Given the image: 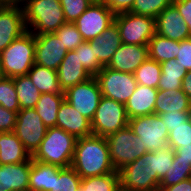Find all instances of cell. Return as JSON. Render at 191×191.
<instances>
[{"label":"cell","mask_w":191,"mask_h":191,"mask_svg":"<svg viewBox=\"0 0 191 191\" xmlns=\"http://www.w3.org/2000/svg\"><path fill=\"white\" fill-rule=\"evenodd\" d=\"M156 33L171 40L182 41L191 38L189 28L172 4L155 18Z\"/></svg>","instance_id":"e0dca14e"},{"label":"cell","mask_w":191,"mask_h":191,"mask_svg":"<svg viewBox=\"0 0 191 191\" xmlns=\"http://www.w3.org/2000/svg\"><path fill=\"white\" fill-rule=\"evenodd\" d=\"M114 22L119 28L123 44L148 46L156 33L155 18L150 16L123 12L115 15Z\"/></svg>","instance_id":"52a82bcc"},{"label":"cell","mask_w":191,"mask_h":191,"mask_svg":"<svg viewBox=\"0 0 191 191\" xmlns=\"http://www.w3.org/2000/svg\"><path fill=\"white\" fill-rule=\"evenodd\" d=\"M102 96L125 105L136 89L134 74L112 70L104 66L95 76Z\"/></svg>","instance_id":"30bf717a"},{"label":"cell","mask_w":191,"mask_h":191,"mask_svg":"<svg viewBox=\"0 0 191 191\" xmlns=\"http://www.w3.org/2000/svg\"><path fill=\"white\" fill-rule=\"evenodd\" d=\"M191 178V162L179 161L174 157L173 163L161 179L159 188H165Z\"/></svg>","instance_id":"d6a6232c"},{"label":"cell","mask_w":191,"mask_h":191,"mask_svg":"<svg viewBox=\"0 0 191 191\" xmlns=\"http://www.w3.org/2000/svg\"><path fill=\"white\" fill-rule=\"evenodd\" d=\"M115 15L129 12L135 0H101Z\"/></svg>","instance_id":"f6af8a7d"},{"label":"cell","mask_w":191,"mask_h":191,"mask_svg":"<svg viewBox=\"0 0 191 191\" xmlns=\"http://www.w3.org/2000/svg\"><path fill=\"white\" fill-rule=\"evenodd\" d=\"M174 157L179 161L191 162V144L177 148Z\"/></svg>","instance_id":"c3c4849f"},{"label":"cell","mask_w":191,"mask_h":191,"mask_svg":"<svg viewBox=\"0 0 191 191\" xmlns=\"http://www.w3.org/2000/svg\"><path fill=\"white\" fill-rule=\"evenodd\" d=\"M81 180L72 167L61 168L54 175V190L50 191H78Z\"/></svg>","instance_id":"836d02e7"},{"label":"cell","mask_w":191,"mask_h":191,"mask_svg":"<svg viewBox=\"0 0 191 191\" xmlns=\"http://www.w3.org/2000/svg\"><path fill=\"white\" fill-rule=\"evenodd\" d=\"M115 14L101 1L95 0L74 22L84 41L94 40L112 23Z\"/></svg>","instance_id":"7c38bea8"},{"label":"cell","mask_w":191,"mask_h":191,"mask_svg":"<svg viewBox=\"0 0 191 191\" xmlns=\"http://www.w3.org/2000/svg\"><path fill=\"white\" fill-rule=\"evenodd\" d=\"M17 120V112H12L0 105V132H13Z\"/></svg>","instance_id":"ee69618b"},{"label":"cell","mask_w":191,"mask_h":191,"mask_svg":"<svg viewBox=\"0 0 191 191\" xmlns=\"http://www.w3.org/2000/svg\"><path fill=\"white\" fill-rule=\"evenodd\" d=\"M21 4V0H0V7H11Z\"/></svg>","instance_id":"f907efd6"},{"label":"cell","mask_w":191,"mask_h":191,"mask_svg":"<svg viewBox=\"0 0 191 191\" xmlns=\"http://www.w3.org/2000/svg\"><path fill=\"white\" fill-rule=\"evenodd\" d=\"M174 0H135L129 12L156 18L161 11L173 4Z\"/></svg>","instance_id":"d590c367"},{"label":"cell","mask_w":191,"mask_h":191,"mask_svg":"<svg viewBox=\"0 0 191 191\" xmlns=\"http://www.w3.org/2000/svg\"><path fill=\"white\" fill-rule=\"evenodd\" d=\"M27 75L41 94L65 95L59 85L56 70L34 64Z\"/></svg>","instance_id":"484cf974"},{"label":"cell","mask_w":191,"mask_h":191,"mask_svg":"<svg viewBox=\"0 0 191 191\" xmlns=\"http://www.w3.org/2000/svg\"><path fill=\"white\" fill-rule=\"evenodd\" d=\"M173 5L187 24L191 35V0H176Z\"/></svg>","instance_id":"bcb514c9"},{"label":"cell","mask_w":191,"mask_h":191,"mask_svg":"<svg viewBox=\"0 0 191 191\" xmlns=\"http://www.w3.org/2000/svg\"><path fill=\"white\" fill-rule=\"evenodd\" d=\"M191 112V102L182 89L158 90L154 114Z\"/></svg>","instance_id":"cb8c5ba5"},{"label":"cell","mask_w":191,"mask_h":191,"mask_svg":"<svg viewBox=\"0 0 191 191\" xmlns=\"http://www.w3.org/2000/svg\"><path fill=\"white\" fill-rule=\"evenodd\" d=\"M161 65L157 61L147 58L134 72V77L139 85L158 88L161 77Z\"/></svg>","instance_id":"4dcf8cb0"},{"label":"cell","mask_w":191,"mask_h":191,"mask_svg":"<svg viewBox=\"0 0 191 191\" xmlns=\"http://www.w3.org/2000/svg\"><path fill=\"white\" fill-rule=\"evenodd\" d=\"M91 48H94L98 61L107 66L122 44L120 31L116 23H112L101 35L90 41Z\"/></svg>","instance_id":"7402d4cb"},{"label":"cell","mask_w":191,"mask_h":191,"mask_svg":"<svg viewBox=\"0 0 191 191\" xmlns=\"http://www.w3.org/2000/svg\"><path fill=\"white\" fill-rule=\"evenodd\" d=\"M129 119L124 104L102 96L91 120L93 135L107 137L128 126Z\"/></svg>","instance_id":"ba28073f"},{"label":"cell","mask_w":191,"mask_h":191,"mask_svg":"<svg viewBox=\"0 0 191 191\" xmlns=\"http://www.w3.org/2000/svg\"><path fill=\"white\" fill-rule=\"evenodd\" d=\"M120 185L135 191H159L161 179L154 165V152H146L118 171Z\"/></svg>","instance_id":"5b68a950"},{"label":"cell","mask_w":191,"mask_h":191,"mask_svg":"<svg viewBox=\"0 0 191 191\" xmlns=\"http://www.w3.org/2000/svg\"><path fill=\"white\" fill-rule=\"evenodd\" d=\"M31 157L14 132H0V165L23 163Z\"/></svg>","instance_id":"603a6c76"},{"label":"cell","mask_w":191,"mask_h":191,"mask_svg":"<svg viewBox=\"0 0 191 191\" xmlns=\"http://www.w3.org/2000/svg\"><path fill=\"white\" fill-rule=\"evenodd\" d=\"M175 61L187 71L191 70V38L180 41Z\"/></svg>","instance_id":"b9f144b4"},{"label":"cell","mask_w":191,"mask_h":191,"mask_svg":"<svg viewBox=\"0 0 191 191\" xmlns=\"http://www.w3.org/2000/svg\"><path fill=\"white\" fill-rule=\"evenodd\" d=\"M128 125L147 151L156 152L168 146L169 132L158 114L134 117L129 119Z\"/></svg>","instance_id":"9c48e42d"},{"label":"cell","mask_w":191,"mask_h":191,"mask_svg":"<svg viewBox=\"0 0 191 191\" xmlns=\"http://www.w3.org/2000/svg\"><path fill=\"white\" fill-rule=\"evenodd\" d=\"M61 169L56 165L32 160L29 175V191L54 190V175Z\"/></svg>","instance_id":"d4e9b609"},{"label":"cell","mask_w":191,"mask_h":191,"mask_svg":"<svg viewBox=\"0 0 191 191\" xmlns=\"http://www.w3.org/2000/svg\"><path fill=\"white\" fill-rule=\"evenodd\" d=\"M158 89L137 84L135 91L125 103L128 119L154 114Z\"/></svg>","instance_id":"44dd1931"},{"label":"cell","mask_w":191,"mask_h":191,"mask_svg":"<svg viewBox=\"0 0 191 191\" xmlns=\"http://www.w3.org/2000/svg\"><path fill=\"white\" fill-rule=\"evenodd\" d=\"M159 191H191V178L165 188H159Z\"/></svg>","instance_id":"7dc6e473"},{"label":"cell","mask_w":191,"mask_h":191,"mask_svg":"<svg viewBox=\"0 0 191 191\" xmlns=\"http://www.w3.org/2000/svg\"><path fill=\"white\" fill-rule=\"evenodd\" d=\"M66 22L74 23L95 0H59Z\"/></svg>","instance_id":"ab89813d"},{"label":"cell","mask_w":191,"mask_h":191,"mask_svg":"<svg viewBox=\"0 0 191 191\" xmlns=\"http://www.w3.org/2000/svg\"><path fill=\"white\" fill-rule=\"evenodd\" d=\"M0 105L12 112L20 110L14 82L10 77L3 76L0 79Z\"/></svg>","instance_id":"8d00e7d4"},{"label":"cell","mask_w":191,"mask_h":191,"mask_svg":"<svg viewBox=\"0 0 191 191\" xmlns=\"http://www.w3.org/2000/svg\"><path fill=\"white\" fill-rule=\"evenodd\" d=\"M81 185L85 191H116L120 186L119 173L86 177L81 180Z\"/></svg>","instance_id":"1f68e13d"},{"label":"cell","mask_w":191,"mask_h":191,"mask_svg":"<svg viewBox=\"0 0 191 191\" xmlns=\"http://www.w3.org/2000/svg\"><path fill=\"white\" fill-rule=\"evenodd\" d=\"M76 141L73 135L63 129L50 127L39 148L32 155V160L61 168L71 167Z\"/></svg>","instance_id":"3957f363"},{"label":"cell","mask_w":191,"mask_h":191,"mask_svg":"<svg viewBox=\"0 0 191 191\" xmlns=\"http://www.w3.org/2000/svg\"><path fill=\"white\" fill-rule=\"evenodd\" d=\"M116 191H135V190L127 189V188H125V187H123V186L120 185V186L116 189Z\"/></svg>","instance_id":"816d5d0a"},{"label":"cell","mask_w":191,"mask_h":191,"mask_svg":"<svg viewBox=\"0 0 191 191\" xmlns=\"http://www.w3.org/2000/svg\"><path fill=\"white\" fill-rule=\"evenodd\" d=\"M71 167L82 179L117 172L110 160L106 137L93 134L77 139Z\"/></svg>","instance_id":"6da1fadb"},{"label":"cell","mask_w":191,"mask_h":191,"mask_svg":"<svg viewBox=\"0 0 191 191\" xmlns=\"http://www.w3.org/2000/svg\"><path fill=\"white\" fill-rule=\"evenodd\" d=\"M47 129L35 108L20 109L17 112V120L13 132L21 140L31 156L39 148Z\"/></svg>","instance_id":"8fae6325"},{"label":"cell","mask_w":191,"mask_h":191,"mask_svg":"<svg viewBox=\"0 0 191 191\" xmlns=\"http://www.w3.org/2000/svg\"><path fill=\"white\" fill-rule=\"evenodd\" d=\"M65 93V99L78 112L90 121L102 98L99 84L95 77L89 78L83 83L69 87Z\"/></svg>","instance_id":"4fadbf2b"},{"label":"cell","mask_w":191,"mask_h":191,"mask_svg":"<svg viewBox=\"0 0 191 191\" xmlns=\"http://www.w3.org/2000/svg\"><path fill=\"white\" fill-rule=\"evenodd\" d=\"M165 124L167 131L170 132V126H178L191 118V112H168L159 115Z\"/></svg>","instance_id":"7bdbcfd3"},{"label":"cell","mask_w":191,"mask_h":191,"mask_svg":"<svg viewBox=\"0 0 191 191\" xmlns=\"http://www.w3.org/2000/svg\"><path fill=\"white\" fill-rule=\"evenodd\" d=\"M73 135L76 139L93 134L91 121L70 105L66 99L61 103L56 120V126Z\"/></svg>","instance_id":"ac0fdd59"},{"label":"cell","mask_w":191,"mask_h":191,"mask_svg":"<svg viewBox=\"0 0 191 191\" xmlns=\"http://www.w3.org/2000/svg\"><path fill=\"white\" fill-rule=\"evenodd\" d=\"M78 191H85V188L82 185H80Z\"/></svg>","instance_id":"f5cc1de1"},{"label":"cell","mask_w":191,"mask_h":191,"mask_svg":"<svg viewBox=\"0 0 191 191\" xmlns=\"http://www.w3.org/2000/svg\"><path fill=\"white\" fill-rule=\"evenodd\" d=\"M27 31L21 4L0 7V52Z\"/></svg>","instance_id":"9a60e30c"},{"label":"cell","mask_w":191,"mask_h":191,"mask_svg":"<svg viewBox=\"0 0 191 191\" xmlns=\"http://www.w3.org/2000/svg\"><path fill=\"white\" fill-rule=\"evenodd\" d=\"M174 155L175 151L169 146L154 152L155 171H157V176L160 179L165 176L167 170L172 165Z\"/></svg>","instance_id":"60d3db41"},{"label":"cell","mask_w":191,"mask_h":191,"mask_svg":"<svg viewBox=\"0 0 191 191\" xmlns=\"http://www.w3.org/2000/svg\"><path fill=\"white\" fill-rule=\"evenodd\" d=\"M191 144V118L178 126H170L168 146L174 151L177 148Z\"/></svg>","instance_id":"74e56055"},{"label":"cell","mask_w":191,"mask_h":191,"mask_svg":"<svg viewBox=\"0 0 191 191\" xmlns=\"http://www.w3.org/2000/svg\"><path fill=\"white\" fill-rule=\"evenodd\" d=\"M149 58L148 46L121 44L106 66L112 70L134 74L135 70Z\"/></svg>","instance_id":"2e32d148"},{"label":"cell","mask_w":191,"mask_h":191,"mask_svg":"<svg viewBox=\"0 0 191 191\" xmlns=\"http://www.w3.org/2000/svg\"><path fill=\"white\" fill-rule=\"evenodd\" d=\"M160 65L162 73L157 89H182V80L186 76L187 70L180 66L175 59L164 61Z\"/></svg>","instance_id":"f1b7e54d"},{"label":"cell","mask_w":191,"mask_h":191,"mask_svg":"<svg viewBox=\"0 0 191 191\" xmlns=\"http://www.w3.org/2000/svg\"><path fill=\"white\" fill-rule=\"evenodd\" d=\"M35 64V35L26 31L0 52V69L4 77L27 75Z\"/></svg>","instance_id":"277c9868"},{"label":"cell","mask_w":191,"mask_h":191,"mask_svg":"<svg viewBox=\"0 0 191 191\" xmlns=\"http://www.w3.org/2000/svg\"><path fill=\"white\" fill-rule=\"evenodd\" d=\"M57 77L63 91L76 84L87 81L92 76L84 69L80 59L74 50L68 51L60 66Z\"/></svg>","instance_id":"ffe728a7"},{"label":"cell","mask_w":191,"mask_h":191,"mask_svg":"<svg viewBox=\"0 0 191 191\" xmlns=\"http://www.w3.org/2000/svg\"><path fill=\"white\" fill-rule=\"evenodd\" d=\"M84 69L94 77L104 66L95 56L94 48H91L90 41L82 42L75 50Z\"/></svg>","instance_id":"e575fe53"},{"label":"cell","mask_w":191,"mask_h":191,"mask_svg":"<svg viewBox=\"0 0 191 191\" xmlns=\"http://www.w3.org/2000/svg\"><path fill=\"white\" fill-rule=\"evenodd\" d=\"M67 52L55 33L35 35V64L57 70Z\"/></svg>","instance_id":"5bb4252c"},{"label":"cell","mask_w":191,"mask_h":191,"mask_svg":"<svg viewBox=\"0 0 191 191\" xmlns=\"http://www.w3.org/2000/svg\"><path fill=\"white\" fill-rule=\"evenodd\" d=\"M182 91L187 95L191 102V70L186 72V76L182 80Z\"/></svg>","instance_id":"681fc988"},{"label":"cell","mask_w":191,"mask_h":191,"mask_svg":"<svg viewBox=\"0 0 191 191\" xmlns=\"http://www.w3.org/2000/svg\"><path fill=\"white\" fill-rule=\"evenodd\" d=\"M20 109L35 108L41 93L32 83L28 75L13 77Z\"/></svg>","instance_id":"f546056e"},{"label":"cell","mask_w":191,"mask_h":191,"mask_svg":"<svg viewBox=\"0 0 191 191\" xmlns=\"http://www.w3.org/2000/svg\"><path fill=\"white\" fill-rule=\"evenodd\" d=\"M180 48V41L171 40L157 33L149 40L148 53L149 58L162 63L177 57V51Z\"/></svg>","instance_id":"4316f807"},{"label":"cell","mask_w":191,"mask_h":191,"mask_svg":"<svg viewBox=\"0 0 191 191\" xmlns=\"http://www.w3.org/2000/svg\"><path fill=\"white\" fill-rule=\"evenodd\" d=\"M26 28L34 35L54 33L66 23L59 0H21Z\"/></svg>","instance_id":"7a4b0ae2"},{"label":"cell","mask_w":191,"mask_h":191,"mask_svg":"<svg viewBox=\"0 0 191 191\" xmlns=\"http://www.w3.org/2000/svg\"><path fill=\"white\" fill-rule=\"evenodd\" d=\"M31 162L0 165V191H29Z\"/></svg>","instance_id":"d6986e66"},{"label":"cell","mask_w":191,"mask_h":191,"mask_svg":"<svg viewBox=\"0 0 191 191\" xmlns=\"http://www.w3.org/2000/svg\"><path fill=\"white\" fill-rule=\"evenodd\" d=\"M64 99L65 95H55L51 93L40 95L35 110L47 128L56 126L58 110Z\"/></svg>","instance_id":"83f0119b"},{"label":"cell","mask_w":191,"mask_h":191,"mask_svg":"<svg viewBox=\"0 0 191 191\" xmlns=\"http://www.w3.org/2000/svg\"><path fill=\"white\" fill-rule=\"evenodd\" d=\"M68 51L75 50L82 42V35L74 23L66 22L54 32Z\"/></svg>","instance_id":"f35d334b"},{"label":"cell","mask_w":191,"mask_h":191,"mask_svg":"<svg viewBox=\"0 0 191 191\" xmlns=\"http://www.w3.org/2000/svg\"><path fill=\"white\" fill-rule=\"evenodd\" d=\"M106 141L111 163L117 172L148 152L129 125L108 135Z\"/></svg>","instance_id":"8992f818"}]
</instances>
